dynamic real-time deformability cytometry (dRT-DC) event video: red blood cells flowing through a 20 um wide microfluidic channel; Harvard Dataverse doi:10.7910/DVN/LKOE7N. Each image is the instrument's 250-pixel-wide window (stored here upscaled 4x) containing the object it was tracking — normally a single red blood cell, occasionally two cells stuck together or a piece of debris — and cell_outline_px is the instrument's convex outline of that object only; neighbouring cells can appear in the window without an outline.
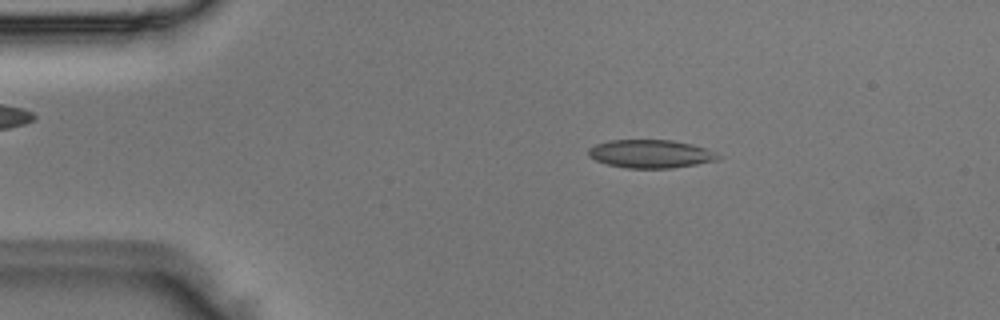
{"species": "Egyptian fruit bat (a non-hibernating species)", "species_latin": "Rousettus aegyptiacus", "temperature_condition": "room temperature", "stored_images_in_passage": 5, "segment_of_instrument_passage": [1, 2], "camera_frame_rate_fps": 3000, "um_per_image_px": 0.085, "animal": {"sex": "male"}, "frame": {"image": 1, "passage_image": 3, "time_ms": 0.667, "image_size_px": [1000, 320], "cell_outline_px": [[724, 156], [720, 160], [672, 168], [628, 168], [608, 164], [596, 160], [588, 156], [588, 148], [596, 144], [608, 140], [672, 140], [692, 144], [708, 148]], "centroid_in_image_um": [55.37, 13.07], "position_along_channel_um": 29.6, "area_um2": 21.56}}